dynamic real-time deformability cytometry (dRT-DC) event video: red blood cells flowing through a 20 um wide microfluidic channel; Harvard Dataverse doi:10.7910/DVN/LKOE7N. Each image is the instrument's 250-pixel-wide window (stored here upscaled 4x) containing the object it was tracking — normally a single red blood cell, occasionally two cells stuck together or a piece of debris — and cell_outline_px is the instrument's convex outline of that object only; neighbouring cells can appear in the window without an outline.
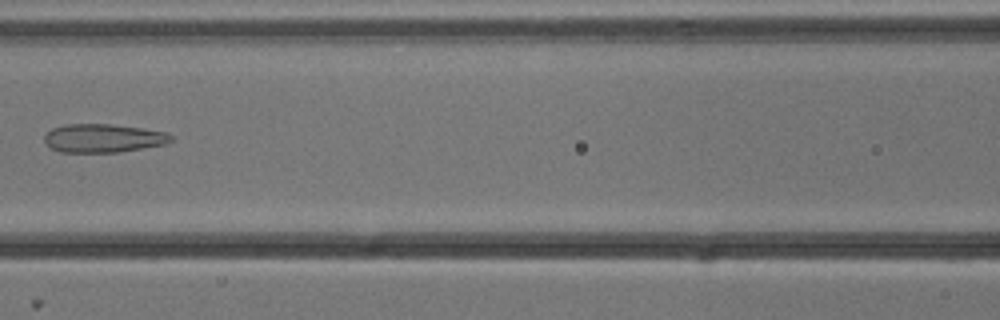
{"species": "common noctule bat (a hibernating species)", "species_latin": "Nyctalus noctula", "temperature_condition": "cold", "stored_images_in_passage": 3, "camera_frame_rate_fps": 3000, "um_per_image_px": 0.085, "animal": {"sex": "male", "body_mass_g": 13.3}, "frame": {"image": 1, "passage_image": 3, "time_ms": 0.667, "image_size_px": [1000, 320], "cell_outline_px": [[172, 140], [168, 144], [120, 152], [60, 152], [52, 148], [44, 140], [44, 136], [52, 128], [64, 124], [108, 124], [144, 128], [164, 132], [172, 136]], "centroid_in_image_um": [8.79, 11.74], "position_along_channel_um": 157.8, "area_um2": 21.04}}